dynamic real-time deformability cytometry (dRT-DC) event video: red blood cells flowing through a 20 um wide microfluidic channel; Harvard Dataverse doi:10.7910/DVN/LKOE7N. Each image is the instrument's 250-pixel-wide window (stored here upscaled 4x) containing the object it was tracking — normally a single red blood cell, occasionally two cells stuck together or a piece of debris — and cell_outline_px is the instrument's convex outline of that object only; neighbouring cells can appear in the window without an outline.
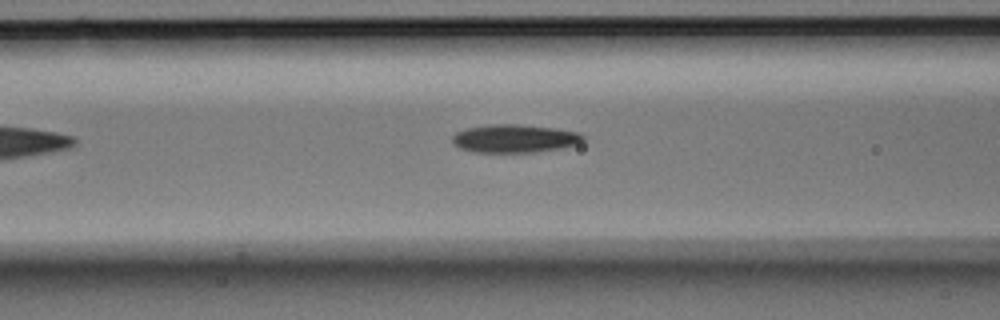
{"species": "Egyptian fruit bat (a non-hibernating species)", "species_latin": "Rousettus aegyptiacus", "temperature_condition": "room temperature", "stored_images_in_passage": 6, "camera_frame_rate_fps": 3000, "um_per_image_px": 0.085, "animal": {"sex": "male"}, "frame": {"image": 1, "passage_image": 6, "time_ms": 1.667, "image_size_px": [1000, 320], "cell_outline_px": [[584, 140], [580, 144], [564, 148], [536, 152], [472, 152], [460, 148], [452, 144], [452, 136], [456, 132], [468, 128], [492, 124], [516, 124], [552, 128], [580, 132], [584, 136]], "centroid_in_image_um": [43.76, 11.78], "position_along_channel_um": 122.8, "area_um2": 21.62}}